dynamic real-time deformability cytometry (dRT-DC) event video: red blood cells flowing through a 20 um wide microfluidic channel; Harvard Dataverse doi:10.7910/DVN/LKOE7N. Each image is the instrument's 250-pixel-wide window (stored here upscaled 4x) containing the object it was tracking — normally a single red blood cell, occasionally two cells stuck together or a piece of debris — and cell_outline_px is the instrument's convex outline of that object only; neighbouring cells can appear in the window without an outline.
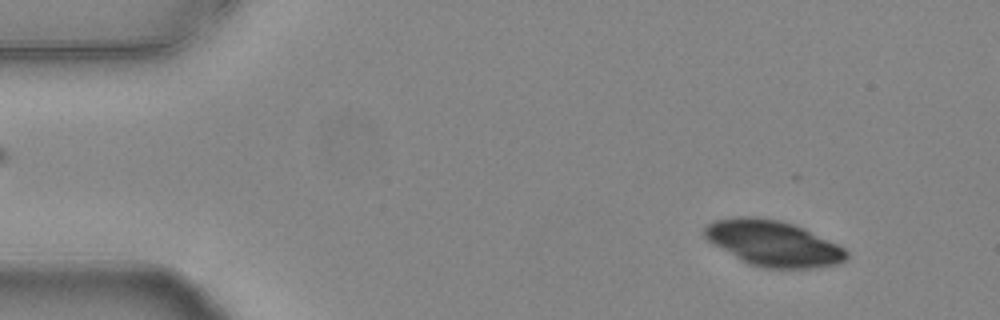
{"species": "common noctule bat (a hibernating species)", "species_latin": "Nyctalus noctula", "temperature_condition": "warm", "stored_images_in_passage": 17, "camera_frame_rate_fps": 3000, "um_per_image_px": 0.085, "animal": {"sex": "female", "body_mass_g": 24.6, "forearm_length_mm": 56.2}, "frame": {"image": 1, "passage_image": 5, "time_ms": 1.333, "image_size_px": [1000, 320], "cell_outline_px": [[848, 256], [844, 260], [836, 264], [816, 268], [764, 268], [748, 264], [712, 244], [704, 236], [704, 228], [708, 224], [716, 220], [744, 216], [756, 216], [780, 220], [804, 228], [844, 248], [848, 252]], "centroid_in_image_um": [65.7, 20.69], "position_along_channel_um": 19.3, "area_um2": 37.57}}